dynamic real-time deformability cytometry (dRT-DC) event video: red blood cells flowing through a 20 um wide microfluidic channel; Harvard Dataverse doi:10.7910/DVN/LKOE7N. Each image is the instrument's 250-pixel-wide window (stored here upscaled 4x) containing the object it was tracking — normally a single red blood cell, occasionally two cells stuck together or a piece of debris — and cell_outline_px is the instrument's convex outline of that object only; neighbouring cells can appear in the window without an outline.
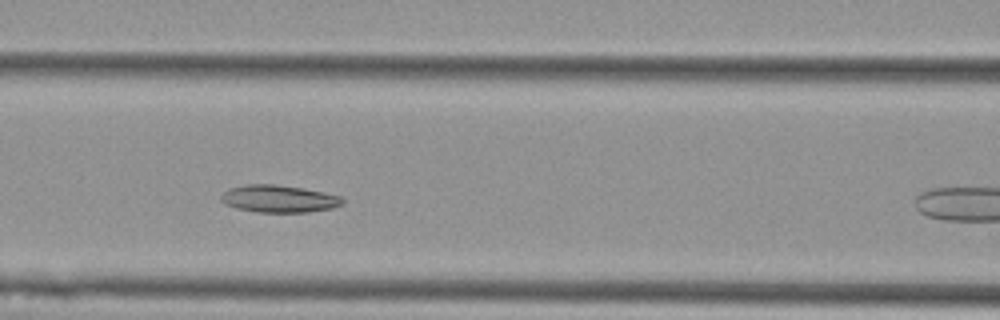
{"species": "Egyptian fruit bat (a non-hibernating species)", "species_latin": "Rousettus aegyptiacus", "temperature_condition": "cold", "stored_images_in_passage": 5, "camera_frame_rate_fps": 3000, "um_per_image_px": 0.085, "animal": {"sex": "female"}, "frame": {"image": 1, "passage_image": 4, "time_ms": 1.0, "image_size_px": [1000, 320], "cell_outline_px": [[344, 204], [332, 208], [308, 212], [256, 212], [236, 208], [224, 204], [220, 200], [220, 196], [228, 188], [244, 184], [272, 184], [300, 188], [324, 192], [340, 196], [344, 200]], "centroid_in_image_um": [23.67, 16.9], "position_along_channel_um": 142.9, "area_um2": 19.42}}